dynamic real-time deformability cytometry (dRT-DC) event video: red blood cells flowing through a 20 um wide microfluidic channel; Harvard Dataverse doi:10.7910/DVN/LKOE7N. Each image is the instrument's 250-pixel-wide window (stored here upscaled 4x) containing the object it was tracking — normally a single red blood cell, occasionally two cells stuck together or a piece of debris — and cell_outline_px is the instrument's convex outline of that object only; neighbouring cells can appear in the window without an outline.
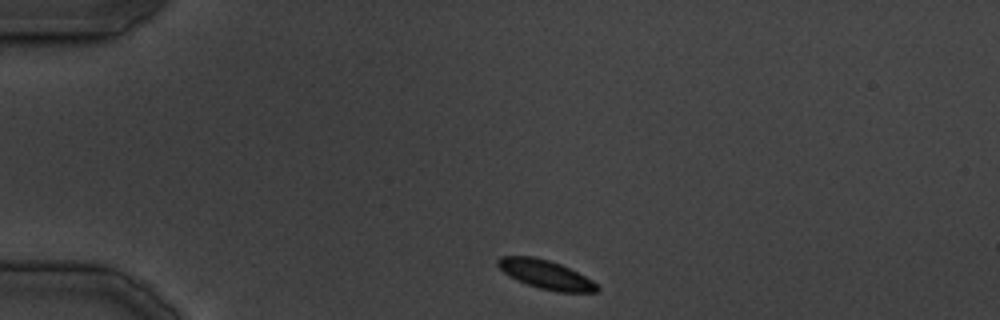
{"species": "common noctule bat (a hibernating species)", "species_latin": "Nyctalus noctula", "temperature_condition": "cold", "stored_images_in_passage": 9, "camera_frame_rate_fps": 3000, "um_per_image_px": 0.085, "animal": {"sex": "male", "body_mass_g": 19.5, "forearm_length_mm": 54.6}, "frame": {"image": 1, "passage_image": 1, "time_ms": 0.0, "image_size_px": [1000, 320], "cell_outline_px": [[600, 288], [596, 292], [556, 292], [540, 288], [516, 280], [508, 276], [496, 264], [496, 260], [500, 256], [532, 256], [548, 260], [560, 264], [592, 280]], "centroid_in_image_um": [46.35, 23.33], "position_along_channel_um": 38.6, "area_um2": 16.53}}
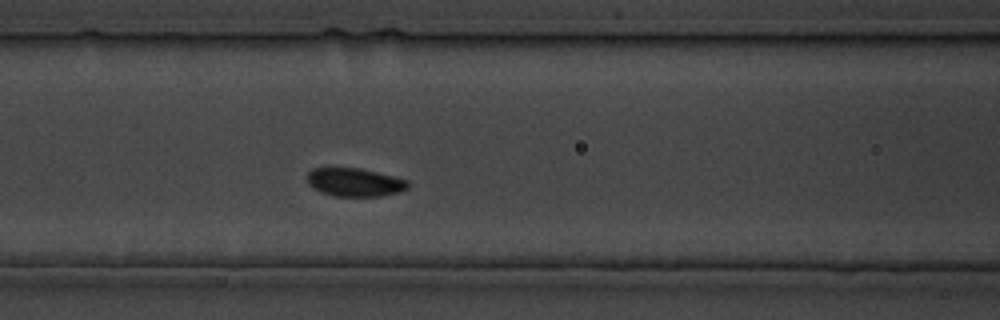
{"frame": {"image": 2, "passage_image": 9, "time_ms": 10.0, "image_size_px": [1000, 320], "cell_outline_px": [[408, 188], [396, 192], [380, 196], [336, 196], [324, 192], [308, 184], [308, 172], [312, 168], [360, 168], [408, 180]], "centroid_in_image_um": [30.15, 15.48], "position_along_channel_um": 136.4, "area_um2": 16.24}}